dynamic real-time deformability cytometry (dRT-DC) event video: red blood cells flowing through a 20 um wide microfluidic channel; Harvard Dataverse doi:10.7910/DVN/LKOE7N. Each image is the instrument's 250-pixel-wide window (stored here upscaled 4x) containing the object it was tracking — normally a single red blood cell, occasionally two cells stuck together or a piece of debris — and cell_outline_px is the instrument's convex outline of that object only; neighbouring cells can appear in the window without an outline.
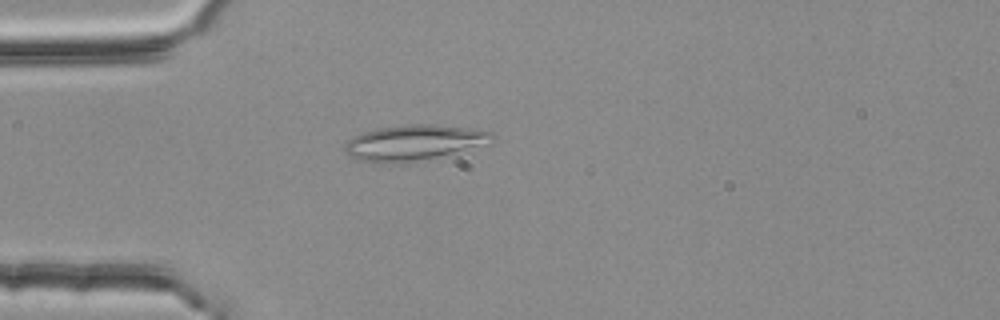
{"species": "common noctule bat (a hibernating species)", "species_latin": "Nyctalus noctula", "temperature_condition": "room temperature", "stored_images_in_passage": 40, "camera_frame_rate_fps": 3000, "um_per_image_px": 0.085, "animal": {"sex": "female", "body_mass_g": 25.1}, "frame": {"image": 1, "passage_image": 1, "time_ms": 0.0, "image_size_px": [1000, 320], "cell_outline_px": [[496, 136], [492, 144], [404, 164], [376, 164], [360, 160], [348, 156], [344, 148], [348, 140], [364, 132], [376, 128], [404, 124], [436, 124], [472, 128], [492, 132]], "centroid_in_image_um": [35.23, 12.14], "position_along_channel_um": 49.8, "area_um2": 31.21}}
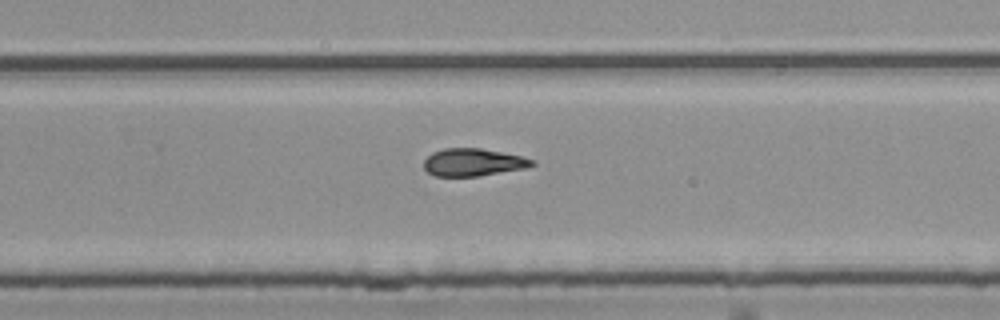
{"frame": {"image": 2, "passage_image": 21, "time_ms": 6.667, "image_size_px": [1000, 320], "cell_outline_px": [[536, 164], [524, 168], [476, 176], [436, 176], [428, 172], [424, 168], [424, 160], [432, 152], [444, 148], [480, 148], [520, 156], [532, 160]], "centroid_in_image_um": [40.16, 13.79], "position_along_channel_um": 289.6, "area_um2": 17.05}}
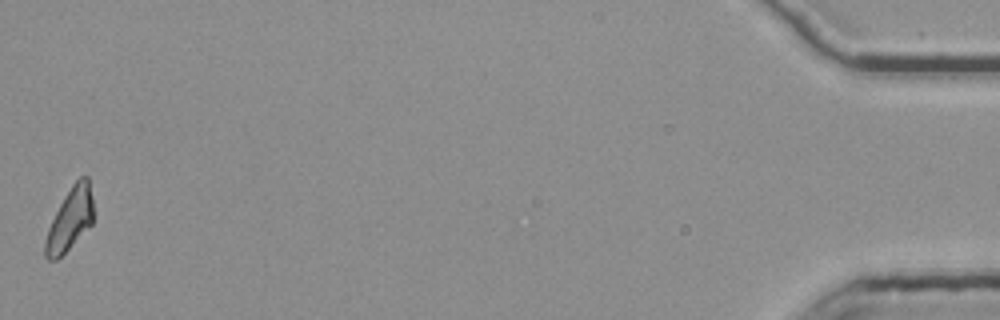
{"frame": {"image": 3, "passage_image": 40, "time_ms": 13.0, "image_size_px": [1000, 320], "cell_outline_px": [[92, 224], [56, 260], [48, 260], [44, 256], [44, 240], [48, 228], [64, 196], [72, 184], [80, 176], [88, 176], [92, 196]], "centroid_in_image_um": [5.92, 18.63], "position_along_channel_um": 429.3, "area_um2": 17.22}, "authors_computed_cell_mechanics": {"area_um2": 17.629, "velocity_mm_per_s": 3.778, "shape_relaxation_time_tau1_ms": null, "shape_relaxation_time_tau2_ms": 7.227, "deformation_change_tau1": null, "deformation_change_tau2": 0.1584}}